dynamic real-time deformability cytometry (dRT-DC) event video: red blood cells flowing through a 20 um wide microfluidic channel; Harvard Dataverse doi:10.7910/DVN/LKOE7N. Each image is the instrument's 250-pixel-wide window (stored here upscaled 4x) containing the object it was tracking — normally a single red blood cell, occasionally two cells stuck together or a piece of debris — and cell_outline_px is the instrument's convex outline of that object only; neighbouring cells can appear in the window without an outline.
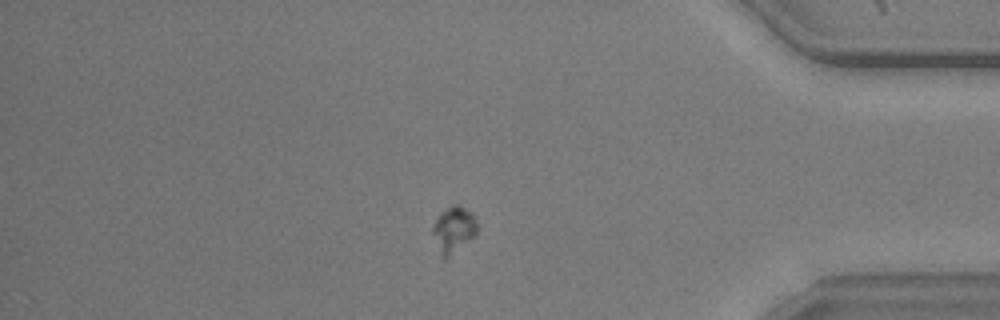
{"species": "common noctule bat (a hibernating species)", "species_latin": "Nyctalus noctula", "temperature_condition": "warm", "stored_images_in_passage": 46, "camera_frame_rate_fps": 3000, "um_per_image_px": 0.085, "animal": {"sex": "male", "body_mass_g": 20.5, "forearm_length_mm": 52.5}, "frame": {"image": 1, "passage_image": 38, "time_ms": 12.333, "image_size_px": [1000, 320], "cell_outline_px": [[476, 232], [472, 236], [444, 260], [432, 232], [432, 228], [440, 212], [452, 204], [456, 204], [472, 212], [476, 216]], "centroid_in_image_um": [38.55, 19.44], "position_along_channel_um": 396.6, "area_um2": 11.39}}
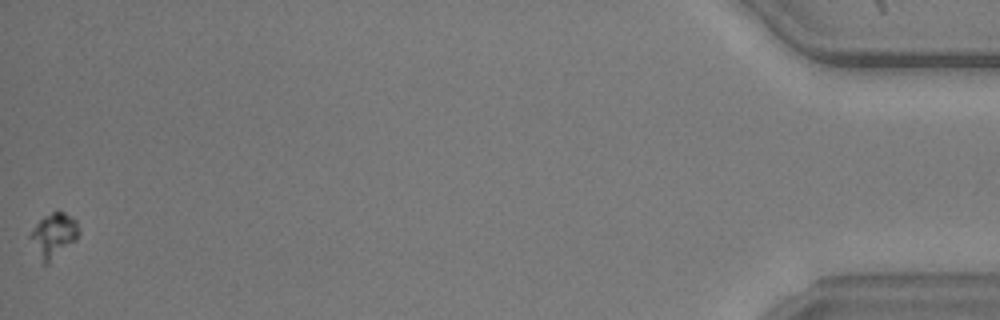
{"frame": {"image": 2, "passage_image": 46, "time_ms": 15.0, "image_size_px": [1000, 320], "cell_outline_px": [[80, 232], [76, 240], [48, 264], [44, 264], [28, 236], [32, 228], [44, 216], [52, 212], [64, 212], [76, 220]], "centroid_in_image_um": [4.57, 19.99], "position_along_channel_um": 430.6, "area_um2": 12.37}}